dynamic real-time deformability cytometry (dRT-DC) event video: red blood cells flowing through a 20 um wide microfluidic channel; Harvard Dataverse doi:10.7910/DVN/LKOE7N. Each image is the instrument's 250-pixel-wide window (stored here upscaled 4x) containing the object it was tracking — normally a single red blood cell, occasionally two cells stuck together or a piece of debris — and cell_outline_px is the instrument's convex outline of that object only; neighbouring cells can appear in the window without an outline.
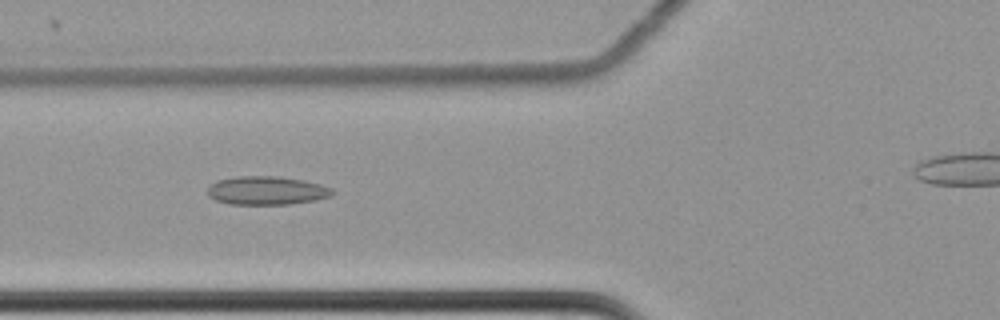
{"species": "common noctule bat (a hibernating species)", "species_latin": "Nyctalus noctula", "temperature_condition": "cold", "stored_images_in_passage": 40, "camera_frame_rate_fps": 3000, "um_per_image_px": 0.085, "animal": {"sex": "female", "body_mass_g": 22.7, "forearm_length_mm": 54.2}, "frame": {"image": 1, "passage_image": 10, "time_ms": 3.0, "image_size_px": [1000, 320], "cell_outline_px": [[332, 192], [328, 196], [312, 200], [292, 204], [228, 204], [216, 200], [208, 196], [208, 188], [216, 180], [236, 176], [276, 176], [304, 180], [320, 184], [332, 188]], "centroid_in_image_um": [22.61, 16.19], "position_along_channel_um": 103.2, "area_um2": 20.58}}
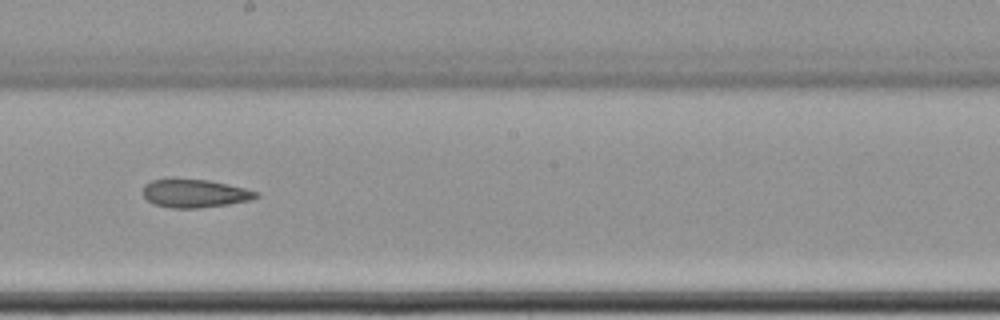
{"frame": {"image": 2, "passage_image": 21, "time_ms": 6.667, "image_size_px": [1000, 320], "cell_outline_px": [[260, 196], [252, 200], [228, 204], [196, 208], [172, 208], [156, 204], [148, 200], [144, 196], [144, 184], [152, 180], [168, 176], [208, 180], [244, 188], [256, 192]], "centroid_in_image_um": [16.51, 16.4], "position_along_channel_um": 231.7, "area_um2": 18.9}}
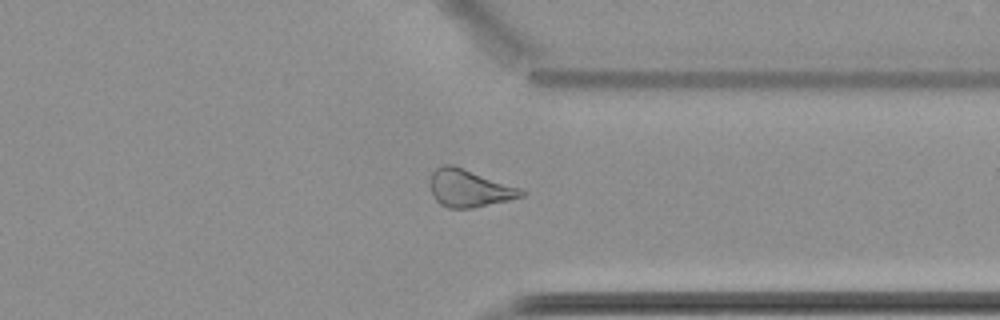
{"frame": {"image": 3, "passage_image": 33, "time_ms": 10.667, "image_size_px": [1000, 320], "cell_outline_px": [[524, 196], [508, 200], [472, 208], [448, 208], [440, 204], [432, 196], [432, 172], [436, 168], [444, 164], [452, 164], [464, 168], [520, 188], [524, 192]], "centroid_in_image_um": [39.87, 16.0], "position_along_channel_um": 371.5, "area_um2": 19.59}}